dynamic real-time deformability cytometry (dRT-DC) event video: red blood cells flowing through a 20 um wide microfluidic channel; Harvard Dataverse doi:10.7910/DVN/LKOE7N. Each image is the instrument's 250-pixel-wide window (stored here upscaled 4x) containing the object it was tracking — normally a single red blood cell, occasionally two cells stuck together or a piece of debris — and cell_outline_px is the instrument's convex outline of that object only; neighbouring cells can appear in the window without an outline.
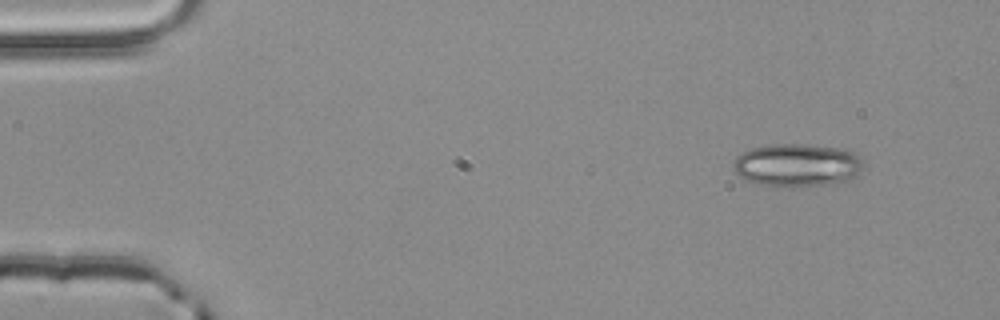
{"species": "common noctule bat (a hibernating species)", "species_latin": "Nyctalus noctula", "temperature_condition": "room temperature", "stored_images_in_passage": 3, "camera_frame_rate_fps": 3000, "um_per_image_px": 0.085, "animal": {"sex": "male", "body_mass_g": 20.4}, "frame": {"image": 1, "passage_image": 1, "time_ms": 0.0, "image_size_px": [1000, 320], "cell_outline_px": [[864, 168], [848, 180], [832, 184], [792, 188], [756, 184], [740, 176], [732, 168], [732, 160], [736, 156], [752, 148], [772, 144], [804, 144], [848, 148], [856, 152], [864, 160]], "centroid_in_image_um": [67.8, 14.03], "position_along_channel_um": 17.2, "area_um2": 33.41}}